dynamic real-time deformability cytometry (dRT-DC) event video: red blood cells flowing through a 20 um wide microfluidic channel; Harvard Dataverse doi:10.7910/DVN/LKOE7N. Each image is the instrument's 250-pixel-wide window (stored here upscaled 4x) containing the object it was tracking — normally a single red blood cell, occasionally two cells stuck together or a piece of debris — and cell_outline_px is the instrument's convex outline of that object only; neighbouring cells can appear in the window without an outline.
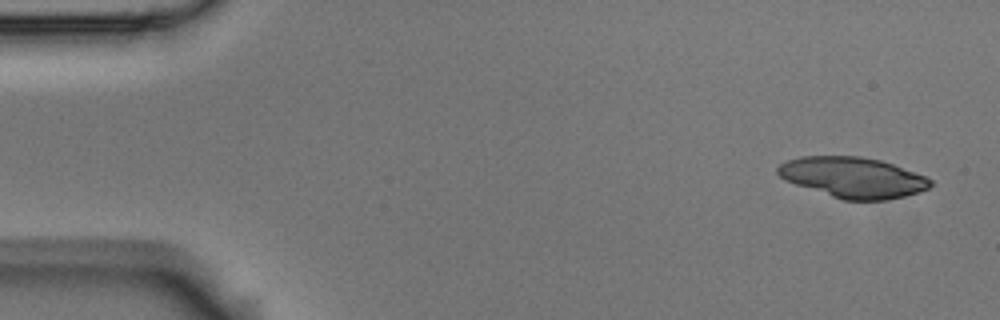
{"species": "Egyptian fruit bat (a non-hibernating species)", "species_latin": "Rousettus aegyptiacus", "temperature_condition": "room temperature", "stored_images_in_passage": 5, "camera_frame_rate_fps": 3000, "um_per_image_px": 0.085, "animal": {"sex": "male"}, "frame": {"image": 1, "passage_image": 1, "time_ms": 0.0, "image_size_px": [1000, 320], "cell_outline_px": [[932, 184], [928, 188], [920, 192], [904, 196], [884, 200], [844, 200], [784, 180], [776, 172], [776, 168], [780, 164], [788, 160], [804, 156], [860, 156], [880, 160], [892, 164], [924, 176], [932, 180]], "centroid_in_image_um": [72.49, 15.08], "position_along_channel_um": 12.5, "area_um2": 35.72}}